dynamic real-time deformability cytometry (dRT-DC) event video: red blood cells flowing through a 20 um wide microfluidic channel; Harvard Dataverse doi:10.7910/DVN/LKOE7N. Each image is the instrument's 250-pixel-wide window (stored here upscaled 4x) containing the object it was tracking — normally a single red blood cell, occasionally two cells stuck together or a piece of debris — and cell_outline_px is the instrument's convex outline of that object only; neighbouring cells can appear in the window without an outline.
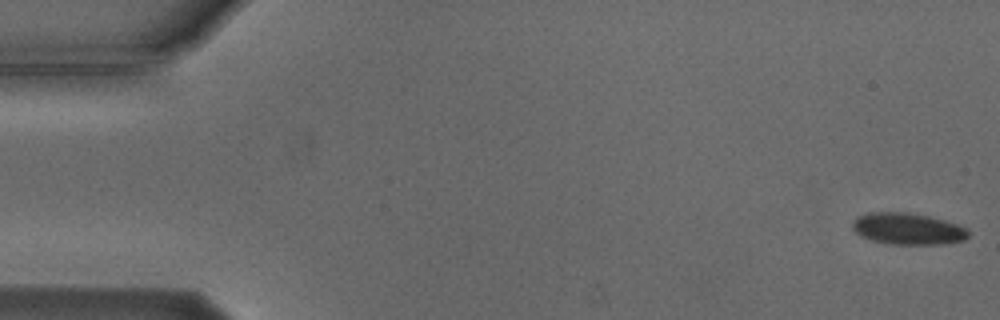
{"species": "Egyptian fruit bat (a non-hibernating species)", "species_latin": "Rousettus aegyptiacus", "temperature_condition": "cold", "stored_images_in_passage": 5, "camera_frame_rate_fps": 3000, "um_per_image_px": 0.085, "animal": {"sex": "male"}, "frame": {"image": 1, "passage_image": 1, "time_ms": 0.0, "image_size_px": [1000, 320], "cell_outline_px": [[968, 236], [964, 240], [940, 244], [888, 244], [872, 240], [860, 236], [852, 228], [852, 220], [856, 216], [868, 212], [908, 212], [928, 216], [944, 220], [968, 228]], "centroid_in_image_um": [77.12, 19.44], "position_along_channel_um": 7.9, "area_um2": 21.44}}